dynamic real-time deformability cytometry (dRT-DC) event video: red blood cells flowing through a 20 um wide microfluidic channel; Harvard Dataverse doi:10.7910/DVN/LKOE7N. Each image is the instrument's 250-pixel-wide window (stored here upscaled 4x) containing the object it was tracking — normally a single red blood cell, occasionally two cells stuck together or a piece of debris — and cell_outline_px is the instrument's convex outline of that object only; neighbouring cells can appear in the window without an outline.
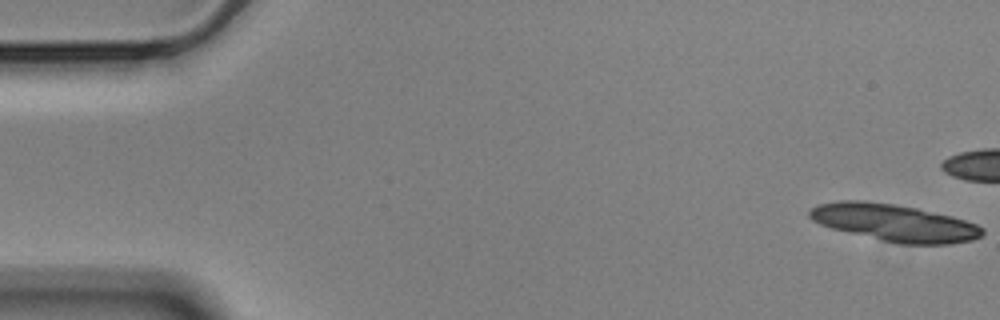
{"species": "Egyptian fruit bat (a non-hibernating species)", "species_latin": "Rousettus aegyptiacus", "temperature_condition": "cold", "stored_images_in_passage": 15, "camera_frame_rate_fps": 3000, "um_per_image_px": 0.085, "animal": {"sex": "male"}, "frame": {"image": 1, "passage_image": 1, "time_ms": 0.0, "image_size_px": [1000, 320], "cell_outline_px": [[984, 232], [980, 236], [972, 240], [952, 244], [896, 244], [832, 228], [820, 224], [812, 220], [808, 216], [808, 212], [816, 204], [840, 200], [864, 200], [896, 204], [916, 208], [952, 216], [976, 224], [984, 228]], "centroid_in_image_um": [76.0, 18.93], "position_along_channel_um": 9.0, "area_um2": 37.51}}